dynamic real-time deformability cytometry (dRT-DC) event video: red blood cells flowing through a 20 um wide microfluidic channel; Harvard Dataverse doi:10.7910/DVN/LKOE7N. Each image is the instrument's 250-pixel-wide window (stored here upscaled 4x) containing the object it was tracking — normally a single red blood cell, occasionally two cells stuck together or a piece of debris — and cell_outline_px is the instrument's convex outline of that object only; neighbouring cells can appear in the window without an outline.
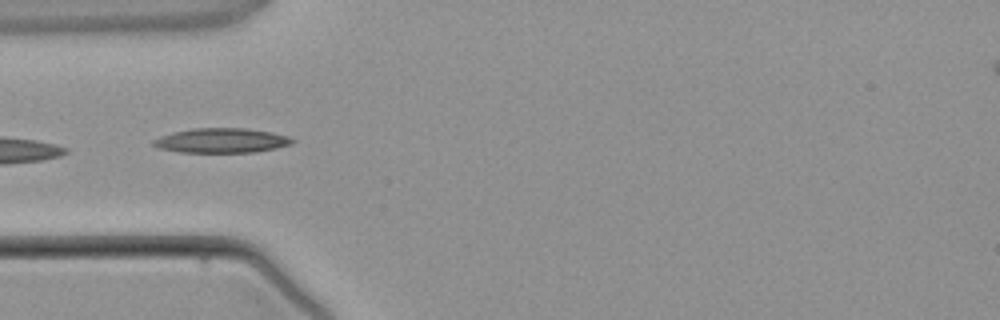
{"species": "common noctule bat (a hibernating species)", "species_latin": "Nyctalus noctula", "temperature_condition": "warm", "stored_images_in_passage": 5, "camera_frame_rate_fps": 3000, "um_per_image_px": 0.085, "animal": {"sex": "male", "body_mass_g": 21.5, "forearm_length_mm": 52.0}, "frame": {"image": 1, "passage_image": 4, "time_ms": 3.667, "image_size_px": [1000, 320], "cell_outline_px": [[296, 140], [292, 144], [276, 148], [256, 152], [180, 152], [160, 148], [152, 144], [152, 140], [160, 136], [172, 132], [192, 128], [244, 128], [272, 132], [288, 136]], "centroid_in_image_um": [18.84, 11.94], "position_along_channel_um": 66.2, "area_um2": 20.0}}
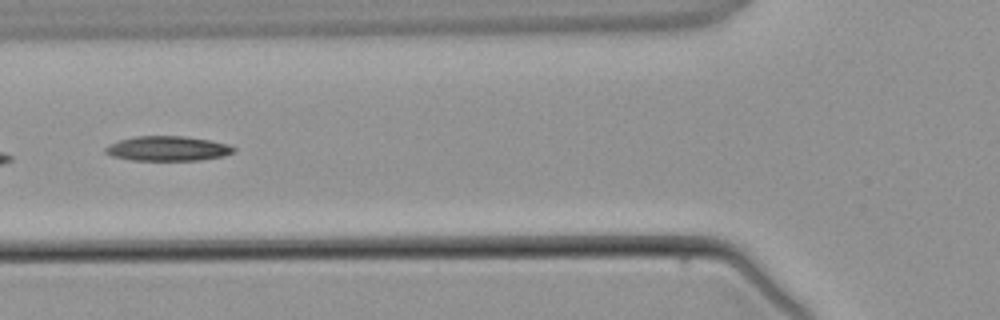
{"frame": {"image": 2, "passage_image": 5, "time_ms": 4.667, "image_size_px": [1000, 320], "cell_outline_px": [[236, 152], [224, 156], [200, 160], [132, 160], [112, 156], [104, 152], [104, 148], [120, 140], [136, 136], [184, 136], [208, 140], [228, 144], [236, 148]], "centroid_in_image_um": [14.29, 12.63], "position_along_channel_um": 111.5, "area_um2": 18.44}}